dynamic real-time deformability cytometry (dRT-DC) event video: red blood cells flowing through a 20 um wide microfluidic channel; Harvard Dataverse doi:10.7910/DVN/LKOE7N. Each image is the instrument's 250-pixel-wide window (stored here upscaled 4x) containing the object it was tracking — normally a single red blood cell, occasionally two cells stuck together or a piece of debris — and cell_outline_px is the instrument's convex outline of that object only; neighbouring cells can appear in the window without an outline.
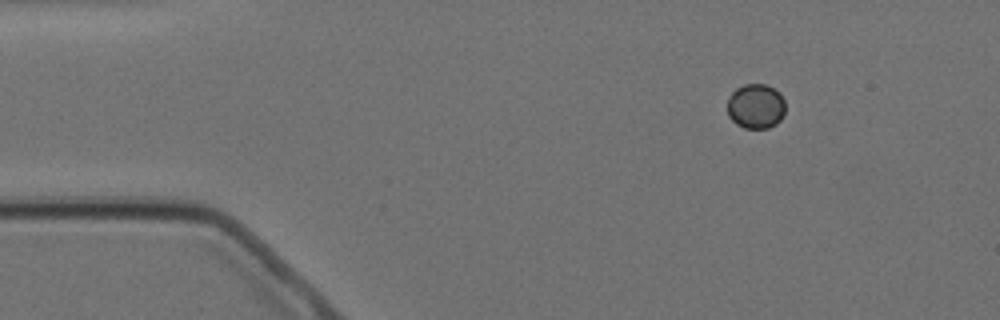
{"species": "Egyptian fruit bat (a non-hibernating species)", "species_latin": "Rousettus aegyptiacus", "temperature_condition": "cold", "stored_images_in_passage": 4, "camera_frame_rate_fps": 3000, "um_per_image_px": 0.085, "animal": {"sex": "female"}, "frame": {"image": 1, "passage_image": 1, "time_ms": 0.0, "image_size_px": [1000, 320], "cell_outline_px": [[784, 116], [776, 124], [768, 128], [744, 128], [736, 124], [728, 116], [728, 96], [736, 88], [744, 84], [764, 84], [780, 92], [784, 100]], "centroid_in_image_um": [64.24, 9.03], "position_along_channel_um": 20.8, "area_um2": 15.26}}